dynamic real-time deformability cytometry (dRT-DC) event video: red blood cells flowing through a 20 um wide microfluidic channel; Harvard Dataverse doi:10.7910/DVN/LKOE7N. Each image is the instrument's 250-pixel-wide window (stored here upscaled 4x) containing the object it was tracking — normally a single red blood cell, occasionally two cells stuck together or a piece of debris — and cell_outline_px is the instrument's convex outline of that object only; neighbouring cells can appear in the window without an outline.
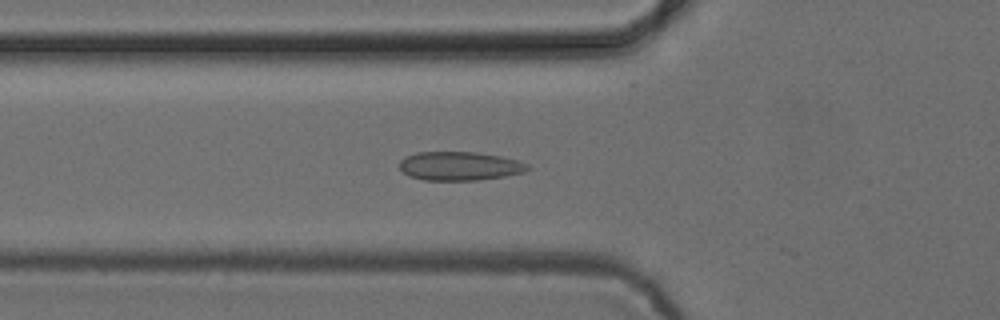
{"species": "common noctule bat (a hibernating species)", "species_latin": "Nyctalus noctula", "temperature_condition": "cold", "stored_images_in_passage": 20, "camera_frame_rate_fps": 3000, "um_per_image_px": 0.085, "animal": {"sex": "female", "body_mass_g": 24.6, "forearm_length_mm": 56.2}, "frame": {"image": 1, "passage_image": 19, "time_ms": 6.0, "image_size_px": [1000, 320], "cell_outline_px": [[532, 168], [524, 172], [504, 176], [480, 180], [424, 180], [408, 176], [400, 168], [400, 160], [404, 156], [416, 152], [476, 152], [500, 156], [516, 160], [528, 164]], "centroid_in_image_um": [39.06, 14.11], "position_along_channel_um": 86.7, "area_um2": 21.56}}